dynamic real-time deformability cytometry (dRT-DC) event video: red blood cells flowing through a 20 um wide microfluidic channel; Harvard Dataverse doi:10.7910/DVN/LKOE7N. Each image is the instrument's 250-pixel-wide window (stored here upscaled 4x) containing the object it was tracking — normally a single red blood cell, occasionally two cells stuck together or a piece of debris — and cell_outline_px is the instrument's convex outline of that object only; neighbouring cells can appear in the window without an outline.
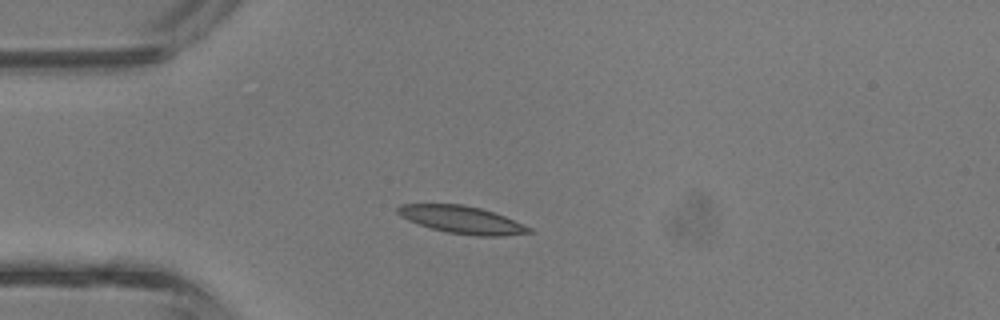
{"species": "common noctule bat (a hibernating species)", "species_latin": "Nyctalus noctula", "temperature_condition": "room temperature", "stored_images_in_passage": 2, "camera_frame_rate_fps": 3000, "um_per_image_px": 0.085, "animal": {"sex": "male", "body_mass_g": 13.3}, "frame": {"image": 1, "passage_image": 1, "time_ms": 0.0, "image_size_px": [1000, 320], "cell_outline_px": [[536, 232], [504, 236], [476, 236], [448, 232], [432, 228], [408, 220], [400, 216], [396, 212], [396, 208], [400, 204], [460, 204], [480, 208], [504, 216], [532, 228]], "centroid_in_image_um": [39.28, 18.68], "position_along_channel_um": 45.7, "area_um2": 20.92}}